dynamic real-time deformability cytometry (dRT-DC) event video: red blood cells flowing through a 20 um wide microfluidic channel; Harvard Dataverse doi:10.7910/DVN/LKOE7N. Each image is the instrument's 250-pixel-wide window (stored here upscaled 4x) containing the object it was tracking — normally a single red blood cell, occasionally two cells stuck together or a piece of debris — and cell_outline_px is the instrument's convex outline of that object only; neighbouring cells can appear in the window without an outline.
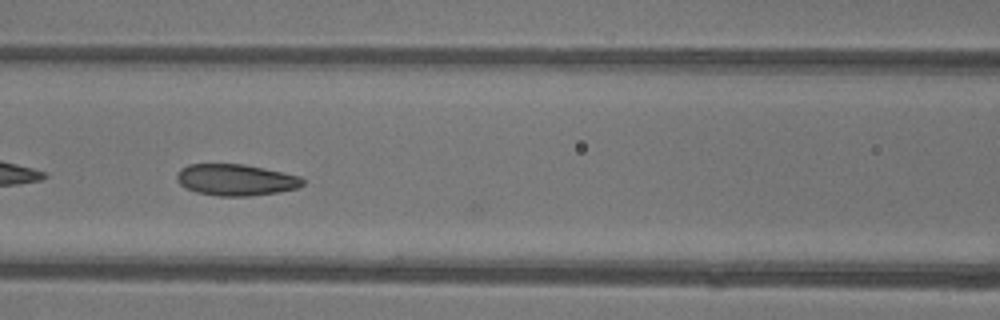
{"species": "common noctule bat (a hibernating species)", "species_latin": "Nyctalus noctula", "temperature_condition": "warm", "stored_images_in_passage": 27, "camera_frame_rate_fps": 3000, "um_per_image_px": 0.085, "animal": {"sex": "female"}, "frame": {"image": 1, "passage_image": 7, "time_ms": 2.0, "image_size_px": [1000, 320], "cell_outline_px": [[304, 184], [296, 188], [280, 192], [248, 196], [216, 196], [196, 192], [180, 184], [176, 180], [176, 176], [180, 168], [188, 164], [244, 164], [300, 176], [304, 180]], "centroid_in_image_um": [20.03, 15.29], "position_along_channel_um": 146.6, "area_um2": 23.06}}
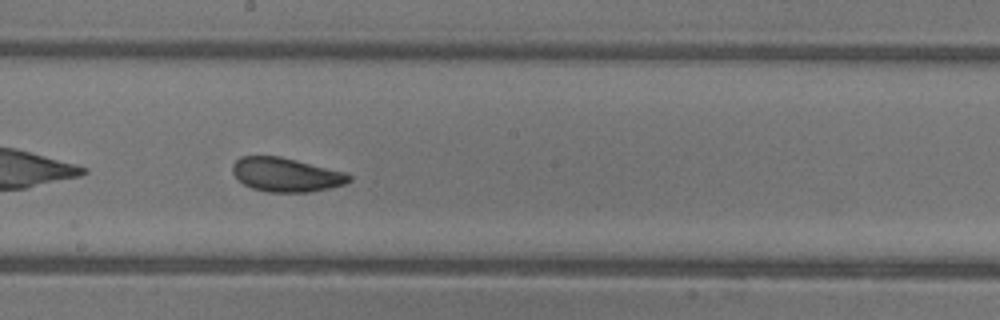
{"frame": {"image": 2, "passage_image": 13, "time_ms": 4.0, "image_size_px": [1000, 320], "cell_outline_px": [[352, 180], [344, 184], [328, 188], [308, 192], [268, 192], [252, 188], [244, 184], [232, 172], [232, 164], [240, 156], [280, 156], [344, 172], [352, 176]], "centroid_in_image_um": [24.3, 14.85], "position_along_channel_um": 223.9, "area_um2": 22.89}}
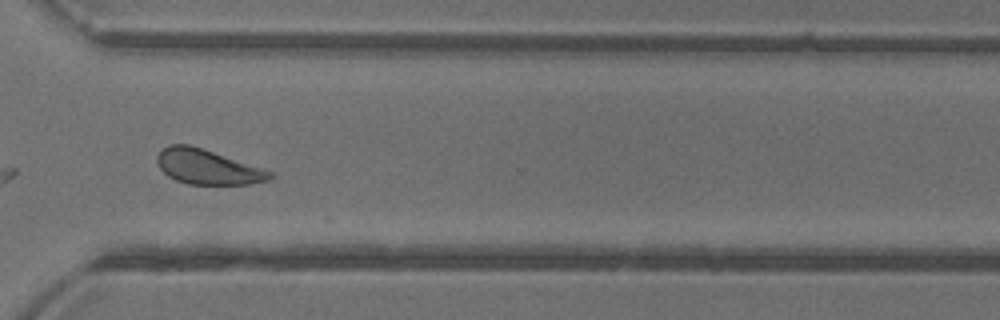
{"frame": {"image": 3, "passage_image": 23, "time_ms": 7.333, "image_size_px": [1000, 320], "cell_outline_px": [[272, 176], [268, 180], [248, 184], [188, 184], [176, 180], [168, 176], [160, 168], [156, 160], [156, 156], [168, 144], [188, 144], [272, 172]], "centroid_in_image_um": [17.57, 14.19], "position_along_channel_um": 353.0, "area_um2": 22.25}, "authors_computed_cell_mechanics": {"area_um2": 22.8888, "velocity_mm_per_s": 3.8732, "shape_relaxation_time_tau1_ms": null, "shape_relaxation_time_tau2_ms": 2.7584, "deformation_change_tau1": null, "deformation_change_tau2": 0.0943}}